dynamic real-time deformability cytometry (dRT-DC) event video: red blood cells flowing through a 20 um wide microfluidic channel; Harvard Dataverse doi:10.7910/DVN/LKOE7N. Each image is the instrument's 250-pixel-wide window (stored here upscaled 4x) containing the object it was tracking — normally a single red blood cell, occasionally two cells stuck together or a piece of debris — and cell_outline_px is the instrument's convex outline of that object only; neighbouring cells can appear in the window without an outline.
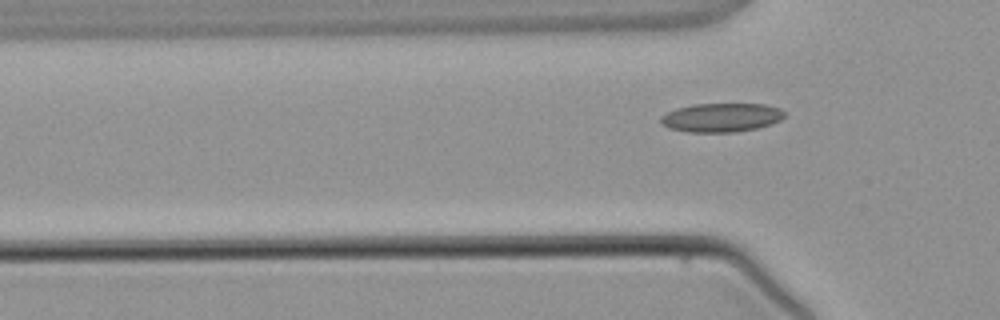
{"species": "common noctule bat (a hibernating species)", "species_latin": "Nyctalus noctula", "temperature_condition": "warm", "stored_images_in_passage": 4, "camera_frame_rate_fps": 3000, "um_per_image_px": 0.085, "animal": {"sex": "male", "body_mass_g": 21.5, "forearm_length_mm": 52.0}, "frame": {"image": 1, "passage_image": 4, "time_ms": 3.667, "image_size_px": [1000, 320], "cell_outline_px": [[784, 116], [780, 120], [756, 128], [736, 132], [688, 132], [668, 128], [660, 124], [660, 116], [676, 108], [696, 104], [764, 104], [780, 108], [784, 112]], "centroid_in_image_um": [61.27, 9.99], "position_along_channel_um": 64.5, "area_um2": 20.75}}